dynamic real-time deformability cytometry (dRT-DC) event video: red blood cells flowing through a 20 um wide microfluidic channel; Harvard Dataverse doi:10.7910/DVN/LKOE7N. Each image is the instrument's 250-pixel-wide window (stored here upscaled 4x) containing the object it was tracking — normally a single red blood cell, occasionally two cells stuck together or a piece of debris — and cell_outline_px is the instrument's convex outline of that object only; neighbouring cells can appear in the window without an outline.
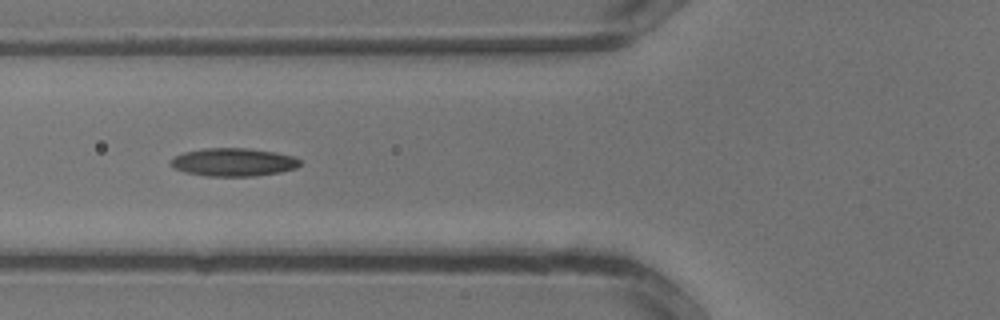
{"species": "common noctule bat (a hibernating species)", "species_latin": "Nyctalus noctula", "temperature_condition": "warm", "stored_images_in_passage": 19, "segment_of_instrument_passage": [2, 2], "camera_frame_rate_fps": 3000, "um_per_image_px": 0.085, "animal": {"sex": "male", "body_mass_g": 13.3}, "frame": {"image": 1, "passage_image": 13, "time_ms": 4.0, "image_size_px": [1000, 320], "cell_outline_px": [[300, 164], [296, 168], [280, 172], [256, 176], [208, 176], [184, 172], [172, 168], [168, 160], [184, 152], [204, 148], [248, 148], [276, 152], [296, 156], [300, 160]], "centroid_in_image_um": [19.83, 13.78], "position_along_channel_um": 106.0, "area_um2": 21.39}}
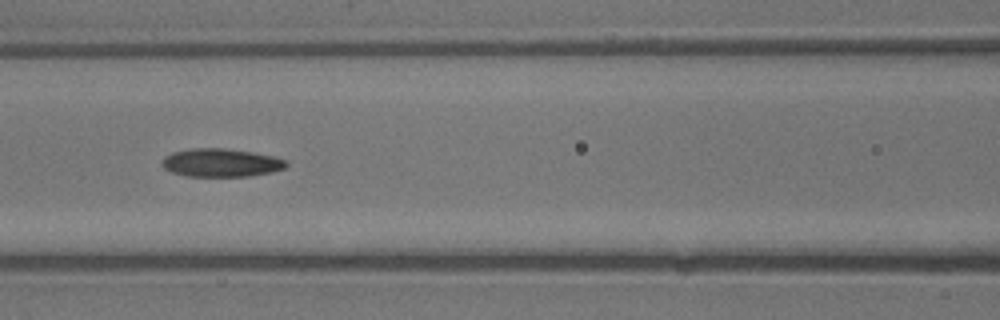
{"frame": {"image": 2, "passage_image": 15, "time_ms": 4.667, "image_size_px": [1000, 320], "cell_outline_px": [[288, 164], [284, 168], [272, 172], [248, 176], [188, 176], [172, 172], [164, 168], [160, 164], [160, 160], [164, 156], [172, 152], [192, 148], [224, 148], [252, 152], [276, 156], [288, 160]], "centroid_in_image_um": [18.78, 13.82], "position_along_channel_um": 147.8, "area_um2": 20.63}}